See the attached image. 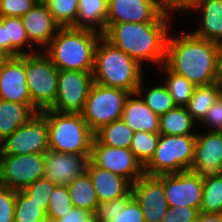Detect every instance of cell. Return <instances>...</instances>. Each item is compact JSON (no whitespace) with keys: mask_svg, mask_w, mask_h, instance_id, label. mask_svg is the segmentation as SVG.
<instances>
[{"mask_svg":"<svg viewBox=\"0 0 222 222\" xmlns=\"http://www.w3.org/2000/svg\"><path fill=\"white\" fill-rule=\"evenodd\" d=\"M164 65L195 86L219 82L216 68V43L185 33L168 36Z\"/></svg>","mask_w":222,"mask_h":222,"instance_id":"1","label":"cell"},{"mask_svg":"<svg viewBox=\"0 0 222 222\" xmlns=\"http://www.w3.org/2000/svg\"><path fill=\"white\" fill-rule=\"evenodd\" d=\"M171 22H124L112 24L102 36L141 65L164 64Z\"/></svg>","mask_w":222,"mask_h":222,"instance_id":"2","label":"cell"},{"mask_svg":"<svg viewBox=\"0 0 222 222\" xmlns=\"http://www.w3.org/2000/svg\"><path fill=\"white\" fill-rule=\"evenodd\" d=\"M99 32L60 27L43 52L58 70L93 71Z\"/></svg>","mask_w":222,"mask_h":222,"instance_id":"3","label":"cell"},{"mask_svg":"<svg viewBox=\"0 0 222 222\" xmlns=\"http://www.w3.org/2000/svg\"><path fill=\"white\" fill-rule=\"evenodd\" d=\"M142 66L103 36L100 37L95 48L94 83L135 93L143 79Z\"/></svg>","mask_w":222,"mask_h":222,"instance_id":"4","label":"cell"},{"mask_svg":"<svg viewBox=\"0 0 222 222\" xmlns=\"http://www.w3.org/2000/svg\"><path fill=\"white\" fill-rule=\"evenodd\" d=\"M47 121L49 149L91 156L94 132L81 113L57 112L44 110L40 112Z\"/></svg>","mask_w":222,"mask_h":222,"instance_id":"5","label":"cell"},{"mask_svg":"<svg viewBox=\"0 0 222 222\" xmlns=\"http://www.w3.org/2000/svg\"><path fill=\"white\" fill-rule=\"evenodd\" d=\"M196 135H161L144 173L151 176L190 170L193 163Z\"/></svg>","mask_w":222,"mask_h":222,"instance_id":"6","label":"cell"},{"mask_svg":"<svg viewBox=\"0 0 222 222\" xmlns=\"http://www.w3.org/2000/svg\"><path fill=\"white\" fill-rule=\"evenodd\" d=\"M25 68L32 105L39 112L49 109L57 95L59 70L43 51L25 54Z\"/></svg>","mask_w":222,"mask_h":222,"instance_id":"7","label":"cell"},{"mask_svg":"<svg viewBox=\"0 0 222 222\" xmlns=\"http://www.w3.org/2000/svg\"><path fill=\"white\" fill-rule=\"evenodd\" d=\"M130 92L94 83L81 112L89 128L95 132L100 127L122 119L124 104Z\"/></svg>","mask_w":222,"mask_h":222,"instance_id":"8","label":"cell"},{"mask_svg":"<svg viewBox=\"0 0 222 222\" xmlns=\"http://www.w3.org/2000/svg\"><path fill=\"white\" fill-rule=\"evenodd\" d=\"M0 155L45 154L49 150L46 118L39 112L0 143Z\"/></svg>","mask_w":222,"mask_h":222,"instance_id":"9","label":"cell"},{"mask_svg":"<svg viewBox=\"0 0 222 222\" xmlns=\"http://www.w3.org/2000/svg\"><path fill=\"white\" fill-rule=\"evenodd\" d=\"M93 84V71L59 70L57 95L48 110L81 113Z\"/></svg>","mask_w":222,"mask_h":222,"instance_id":"10","label":"cell"},{"mask_svg":"<svg viewBox=\"0 0 222 222\" xmlns=\"http://www.w3.org/2000/svg\"><path fill=\"white\" fill-rule=\"evenodd\" d=\"M44 175V154L0 155V185L23 190Z\"/></svg>","mask_w":222,"mask_h":222,"instance_id":"11","label":"cell"},{"mask_svg":"<svg viewBox=\"0 0 222 222\" xmlns=\"http://www.w3.org/2000/svg\"><path fill=\"white\" fill-rule=\"evenodd\" d=\"M162 0H108L106 29L124 22H170Z\"/></svg>","mask_w":222,"mask_h":222,"instance_id":"12","label":"cell"},{"mask_svg":"<svg viewBox=\"0 0 222 222\" xmlns=\"http://www.w3.org/2000/svg\"><path fill=\"white\" fill-rule=\"evenodd\" d=\"M90 160L98 167L126 178L131 184L144 174V167L130 148H116L92 142Z\"/></svg>","mask_w":222,"mask_h":222,"instance_id":"13","label":"cell"},{"mask_svg":"<svg viewBox=\"0 0 222 222\" xmlns=\"http://www.w3.org/2000/svg\"><path fill=\"white\" fill-rule=\"evenodd\" d=\"M134 199L140 205L145 222H161L169 208L164 184L163 174L151 176L143 174L131 186Z\"/></svg>","mask_w":222,"mask_h":222,"instance_id":"14","label":"cell"},{"mask_svg":"<svg viewBox=\"0 0 222 222\" xmlns=\"http://www.w3.org/2000/svg\"><path fill=\"white\" fill-rule=\"evenodd\" d=\"M196 133L191 171L200 179L207 180L222 174V132Z\"/></svg>","mask_w":222,"mask_h":222,"instance_id":"15","label":"cell"},{"mask_svg":"<svg viewBox=\"0 0 222 222\" xmlns=\"http://www.w3.org/2000/svg\"><path fill=\"white\" fill-rule=\"evenodd\" d=\"M163 184L169 207L188 206L200 210L203 180L191 170L163 174Z\"/></svg>","mask_w":222,"mask_h":222,"instance_id":"16","label":"cell"},{"mask_svg":"<svg viewBox=\"0 0 222 222\" xmlns=\"http://www.w3.org/2000/svg\"><path fill=\"white\" fill-rule=\"evenodd\" d=\"M0 99L27 104L39 113L32 105L26 81L25 54L8 57L0 65Z\"/></svg>","mask_w":222,"mask_h":222,"instance_id":"17","label":"cell"},{"mask_svg":"<svg viewBox=\"0 0 222 222\" xmlns=\"http://www.w3.org/2000/svg\"><path fill=\"white\" fill-rule=\"evenodd\" d=\"M90 157L49 149L44 154V177L56 186H67L86 171Z\"/></svg>","mask_w":222,"mask_h":222,"instance_id":"18","label":"cell"},{"mask_svg":"<svg viewBox=\"0 0 222 222\" xmlns=\"http://www.w3.org/2000/svg\"><path fill=\"white\" fill-rule=\"evenodd\" d=\"M22 22L30 43L38 44L42 51L61 27L53 18L45 3H36L22 17Z\"/></svg>","mask_w":222,"mask_h":222,"instance_id":"19","label":"cell"},{"mask_svg":"<svg viewBox=\"0 0 222 222\" xmlns=\"http://www.w3.org/2000/svg\"><path fill=\"white\" fill-rule=\"evenodd\" d=\"M86 172L92 181L99 203L121 198L131 191L132 184L126 178L96 166L90 159Z\"/></svg>","mask_w":222,"mask_h":222,"instance_id":"20","label":"cell"},{"mask_svg":"<svg viewBox=\"0 0 222 222\" xmlns=\"http://www.w3.org/2000/svg\"><path fill=\"white\" fill-rule=\"evenodd\" d=\"M122 120L135 132L159 133V115L155 114L135 92L130 93L123 109Z\"/></svg>","mask_w":222,"mask_h":222,"instance_id":"21","label":"cell"},{"mask_svg":"<svg viewBox=\"0 0 222 222\" xmlns=\"http://www.w3.org/2000/svg\"><path fill=\"white\" fill-rule=\"evenodd\" d=\"M198 11L200 17L199 28L192 34L196 37L218 42L222 40V0H202L192 11Z\"/></svg>","mask_w":222,"mask_h":222,"instance_id":"22","label":"cell"},{"mask_svg":"<svg viewBox=\"0 0 222 222\" xmlns=\"http://www.w3.org/2000/svg\"><path fill=\"white\" fill-rule=\"evenodd\" d=\"M74 28L89 29L100 34L106 30L108 0H79Z\"/></svg>","mask_w":222,"mask_h":222,"instance_id":"23","label":"cell"},{"mask_svg":"<svg viewBox=\"0 0 222 222\" xmlns=\"http://www.w3.org/2000/svg\"><path fill=\"white\" fill-rule=\"evenodd\" d=\"M35 114L27 104L0 99V143Z\"/></svg>","mask_w":222,"mask_h":222,"instance_id":"24","label":"cell"},{"mask_svg":"<svg viewBox=\"0 0 222 222\" xmlns=\"http://www.w3.org/2000/svg\"><path fill=\"white\" fill-rule=\"evenodd\" d=\"M195 123L185 106H175L159 116V134L196 135V133H192Z\"/></svg>","mask_w":222,"mask_h":222,"instance_id":"25","label":"cell"},{"mask_svg":"<svg viewBox=\"0 0 222 222\" xmlns=\"http://www.w3.org/2000/svg\"><path fill=\"white\" fill-rule=\"evenodd\" d=\"M222 92V83L215 82L209 85L196 86L192 97L185 106L192 119L201 122L207 111Z\"/></svg>","mask_w":222,"mask_h":222,"instance_id":"26","label":"cell"},{"mask_svg":"<svg viewBox=\"0 0 222 222\" xmlns=\"http://www.w3.org/2000/svg\"><path fill=\"white\" fill-rule=\"evenodd\" d=\"M67 188L74 207L94 213L99 201L86 171L67 184Z\"/></svg>","mask_w":222,"mask_h":222,"instance_id":"27","label":"cell"},{"mask_svg":"<svg viewBox=\"0 0 222 222\" xmlns=\"http://www.w3.org/2000/svg\"><path fill=\"white\" fill-rule=\"evenodd\" d=\"M133 135L134 131L122 119L106 124L94 132V138L99 143L116 148H130Z\"/></svg>","mask_w":222,"mask_h":222,"instance_id":"28","label":"cell"},{"mask_svg":"<svg viewBox=\"0 0 222 222\" xmlns=\"http://www.w3.org/2000/svg\"><path fill=\"white\" fill-rule=\"evenodd\" d=\"M0 21L5 25L7 56L16 57L22 54H30V52H23L20 50L28 44L29 47H32L21 17H0Z\"/></svg>","mask_w":222,"mask_h":222,"instance_id":"29","label":"cell"},{"mask_svg":"<svg viewBox=\"0 0 222 222\" xmlns=\"http://www.w3.org/2000/svg\"><path fill=\"white\" fill-rule=\"evenodd\" d=\"M143 79L137 89V93L141 96L145 104L157 115H162L173 109L176 105L173 102L172 96L170 95L169 91L167 90L164 84L151 86L149 90L146 89V95H143V88L142 86ZM145 96V97H144Z\"/></svg>","mask_w":222,"mask_h":222,"instance_id":"30","label":"cell"},{"mask_svg":"<svg viewBox=\"0 0 222 222\" xmlns=\"http://www.w3.org/2000/svg\"><path fill=\"white\" fill-rule=\"evenodd\" d=\"M165 70L166 80L164 85L172 96L176 106H186L192 97L196 86L185 77L171 72L164 64L161 65Z\"/></svg>","mask_w":222,"mask_h":222,"instance_id":"31","label":"cell"},{"mask_svg":"<svg viewBox=\"0 0 222 222\" xmlns=\"http://www.w3.org/2000/svg\"><path fill=\"white\" fill-rule=\"evenodd\" d=\"M14 222H48L46 211L22 190L16 191Z\"/></svg>","mask_w":222,"mask_h":222,"instance_id":"32","label":"cell"},{"mask_svg":"<svg viewBox=\"0 0 222 222\" xmlns=\"http://www.w3.org/2000/svg\"><path fill=\"white\" fill-rule=\"evenodd\" d=\"M160 138L159 133L135 131L130 150L144 167L153 157Z\"/></svg>","mask_w":222,"mask_h":222,"instance_id":"33","label":"cell"},{"mask_svg":"<svg viewBox=\"0 0 222 222\" xmlns=\"http://www.w3.org/2000/svg\"><path fill=\"white\" fill-rule=\"evenodd\" d=\"M199 212L222 214V174L203 181Z\"/></svg>","mask_w":222,"mask_h":222,"instance_id":"34","label":"cell"},{"mask_svg":"<svg viewBox=\"0 0 222 222\" xmlns=\"http://www.w3.org/2000/svg\"><path fill=\"white\" fill-rule=\"evenodd\" d=\"M79 0H48L45 4L61 27L72 26L77 19Z\"/></svg>","mask_w":222,"mask_h":222,"instance_id":"35","label":"cell"},{"mask_svg":"<svg viewBox=\"0 0 222 222\" xmlns=\"http://www.w3.org/2000/svg\"><path fill=\"white\" fill-rule=\"evenodd\" d=\"M72 207L74 206L67 186H56L49 197L48 209L46 211L47 221L55 222L70 212Z\"/></svg>","mask_w":222,"mask_h":222,"instance_id":"36","label":"cell"},{"mask_svg":"<svg viewBox=\"0 0 222 222\" xmlns=\"http://www.w3.org/2000/svg\"><path fill=\"white\" fill-rule=\"evenodd\" d=\"M112 222H145L140 205L131 191L117 199V214Z\"/></svg>","mask_w":222,"mask_h":222,"instance_id":"37","label":"cell"},{"mask_svg":"<svg viewBox=\"0 0 222 222\" xmlns=\"http://www.w3.org/2000/svg\"><path fill=\"white\" fill-rule=\"evenodd\" d=\"M55 187L56 185L54 183L43 177L27 186L22 191L47 211L49 197Z\"/></svg>","mask_w":222,"mask_h":222,"instance_id":"38","label":"cell"},{"mask_svg":"<svg viewBox=\"0 0 222 222\" xmlns=\"http://www.w3.org/2000/svg\"><path fill=\"white\" fill-rule=\"evenodd\" d=\"M37 0H0V17H22Z\"/></svg>","mask_w":222,"mask_h":222,"instance_id":"39","label":"cell"},{"mask_svg":"<svg viewBox=\"0 0 222 222\" xmlns=\"http://www.w3.org/2000/svg\"><path fill=\"white\" fill-rule=\"evenodd\" d=\"M16 191L0 185V222H14Z\"/></svg>","mask_w":222,"mask_h":222,"instance_id":"40","label":"cell"},{"mask_svg":"<svg viewBox=\"0 0 222 222\" xmlns=\"http://www.w3.org/2000/svg\"><path fill=\"white\" fill-rule=\"evenodd\" d=\"M198 214L199 210L193 207H169L161 222H196Z\"/></svg>","mask_w":222,"mask_h":222,"instance_id":"41","label":"cell"},{"mask_svg":"<svg viewBox=\"0 0 222 222\" xmlns=\"http://www.w3.org/2000/svg\"><path fill=\"white\" fill-rule=\"evenodd\" d=\"M202 126L211 128V131L222 132V96L220 95L217 100L212 104L207 111L206 116L201 121Z\"/></svg>","mask_w":222,"mask_h":222,"instance_id":"42","label":"cell"},{"mask_svg":"<svg viewBox=\"0 0 222 222\" xmlns=\"http://www.w3.org/2000/svg\"><path fill=\"white\" fill-rule=\"evenodd\" d=\"M117 214V199L99 203L93 213V222H112Z\"/></svg>","mask_w":222,"mask_h":222,"instance_id":"43","label":"cell"},{"mask_svg":"<svg viewBox=\"0 0 222 222\" xmlns=\"http://www.w3.org/2000/svg\"><path fill=\"white\" fill-rule=\"evenodd\" d=\"M202 0H162V7L166 14L171 16L172 11L179 10H192ZM172 10V11H171Z\"/></svg>","mask_w":222,"mask_h":222,"instance_id":"44","label":"cell"},{"mask_svg":"<svg viewBox=\"0 0 222 222\" xmlns=\"http://www.w3.org/2000/svg\"><path fill=\"white\" fill-rule=\"evenodd\" d=\"M55 222H93V214L89 211L72 207L70 212Z\"/></svg>","mask_w":222,"mask_h":222,"instance_id":"45","label":"cell"},{"mask_svg":"<svg viewBox=\"0 0 222 222\" xmlns=\"http://www.w3.org/2000/svg\"><path fill=\"white\" fill-rule=\"evenodd\" d=\"M216 68L218 81L222 83V40L216 42Z\"/></svg>","mask_w":222,"mask_h":222,"instance_id":"46","label":"cell"},{"mask_svg":"<svg viewBox=\"0 0 222 222\" xmlns=\"http://www.w3.org/2000/svg\"><path fill=\"white\" fill-rule=\"evenodd\" d=\"M196 222H222V214L199 212Z\"/></svg>","mask_w":222,"mask_h":222,"instance_id":"47","label":"cell"},{"mask_svg":"<svg viewBox=\"0 0 222 222\" xmlns=\"http://www.w3.org/2000/svg\"><path fill=\"white\" fill-rule=\"evenodd\" d=\"M0 49L7 55L5 25L0 21Z\"/></svg>","mask_w":222,"mask_h":222,"instance_id":"48","label":"cell"},{"mask_svg":"<svg viewBox=\"0 0 222 222\" xmlns=\"http://www.w3.org/2000/svg\"><path fill=\"white\" fill-rule=\"evenodd\" d=\"M8 58V56L0 49V65Z\"/></svg>","mask_w":222,"mask_h":222,"instance_id":"49","label":"cell"},{"mask_svg":"<svg viewBox=\"0 0 222 222\" xmlns=\"http://www.w3.org/2000/svg\"><path fill=\"white\" fill-rule=\"evenodd\" d=\"M48 0H37L38 3H45L47 2Z\"/></svg>","mask_w":222,"mask_h":222,"instance_id":"50","label":"cell"}]
</instances>
